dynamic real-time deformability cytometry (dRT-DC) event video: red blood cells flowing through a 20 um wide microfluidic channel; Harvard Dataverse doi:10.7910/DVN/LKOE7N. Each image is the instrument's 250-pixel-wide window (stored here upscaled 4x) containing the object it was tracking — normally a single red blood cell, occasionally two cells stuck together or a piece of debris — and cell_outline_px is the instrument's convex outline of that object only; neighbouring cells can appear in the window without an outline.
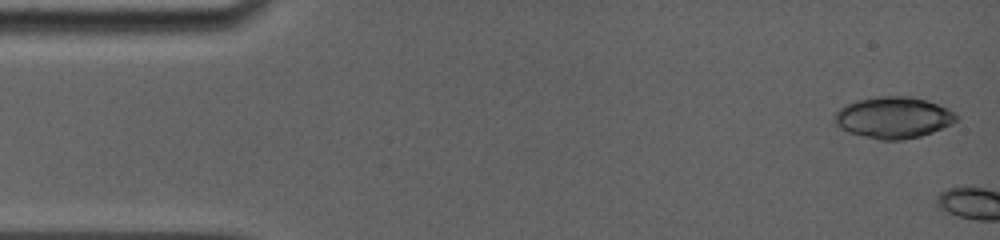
{"species": "common noctule bat (a hibernating species)", "species_latin": "Nyctalus noctula", "temperature_condition": "room temperature", "stored_images_in_passage": 4, "camera_frame_rate_fps": 5000, "um_per_image_px": 0.085, "animal": {"sex": "female", "body_mass_g": 19.0, "forearm_length_mm": 56.7}, "frame": {"image": 1, "passage_image": 1, "time_ms": 0.0, "image_size_px": [1000, 240], "cell_outline_px": [[960, 120], [944, 128], [920, 136], [904, 140], [880, 140], [848, 132], [832, 124], [832, 116], [844, 104], [856, 100], [876, 96], [912, 96], [928, 100], [948, 108]], "centroid_in_image_um": [75.9, 9.98], "position_along_channel_um": 9.1, "area_um2": 29.94}}